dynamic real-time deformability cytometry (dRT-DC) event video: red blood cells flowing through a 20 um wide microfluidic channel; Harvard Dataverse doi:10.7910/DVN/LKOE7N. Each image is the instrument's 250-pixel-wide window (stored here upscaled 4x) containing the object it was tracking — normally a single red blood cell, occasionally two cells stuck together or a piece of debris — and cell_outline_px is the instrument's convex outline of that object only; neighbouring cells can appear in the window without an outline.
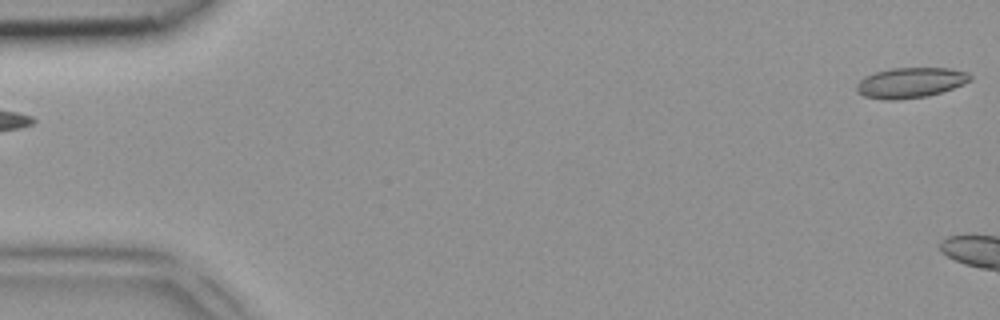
{"species": "common noctule bat (a hibernating species)", "species_latin": "Nyctalus noctula", "temperature_condition": "room temperature", "stored_images_in_passage": 5, "segment_of_instrument_passage": [2, 2], "camera_frame_rate_fps": 3000, "um_per_image_px": 0.085, "animal": {"sex": "female", "body_mass_g": 18.4}, "frame": {"image": 1, "passage_image": 5, "time_ms": 1.333, "image_size_px": [1000, 320], "cell_outline_px": [[972, 80], [964, 84], [928, 96], [900, 100], [888, 100], [864, 96], [856, 92], [856, 84], [864, 76], [876, 72], [892, 68], [948, 68], [968, 72], [972, 76]], "centroid_in_image_um": [77.39, 7.03], "position_along_channel_um": 7.6, "area_um2": 20.17}}